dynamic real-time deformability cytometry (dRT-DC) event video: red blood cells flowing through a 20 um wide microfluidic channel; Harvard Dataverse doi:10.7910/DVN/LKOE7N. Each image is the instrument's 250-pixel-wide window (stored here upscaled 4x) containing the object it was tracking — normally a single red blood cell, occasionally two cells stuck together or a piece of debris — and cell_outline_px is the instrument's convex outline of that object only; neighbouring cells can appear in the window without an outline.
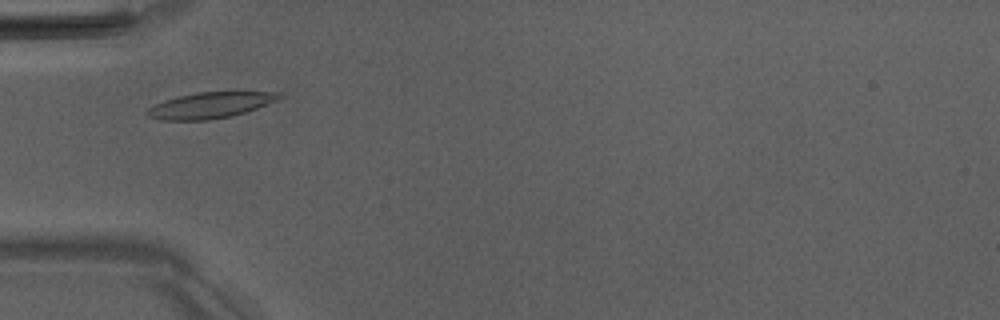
{"species": "Egyptian fruit bat (a non-hibernating species)", "species_latin": "Rousettus aegyptiacus", "temperature_condition": "room temperature", "stored_images_in_passage": 44, "camera_frame_rate_fps": 3000, "um_per_image_px": 0.085, "animal": {"sex": "male"}, "frame": {"image": 1, "passage_image": 9, "time_ms": 2.667, "image_size_px": [1000, 320], "cell_outline_px": [[284, 96], [276, 100], [256, 108], [232, 116], [208, 120], [160, 120], [148, 116], [144, 112], [148, 108], [164, 100], [196, 92], [284, 92]], "centroid_in_image_um": [17.86, 8.94], "position_along_channel_um": 67.1, "area_um2": 19.83}}
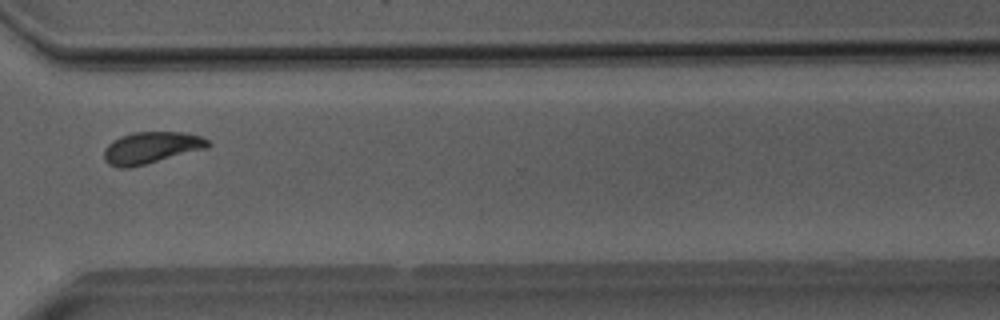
{"frame": {"image": 2, "passage_image": 31, "time_ms": 10.0, "image_size_px": [1000, 320], "cell_outline_px": [[212, 144], [208, 148], [128, 168], [120, 168], [108, 164], [104, 160], [104, 148], [112, 140], [120, 136], [132, 132], [184, 132], [200, 136], [208, 140]], "centroid_in_image_um": [12.83, 12.54], "position_along_channel_um": 357.8, "area_um2": 19.25}}
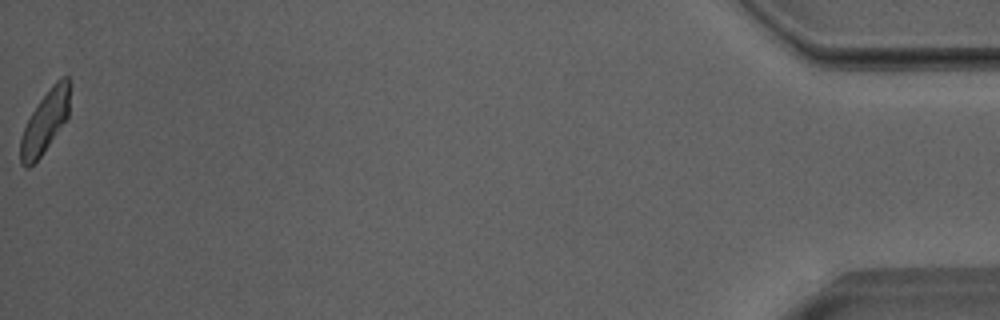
{"frame": {"image": 3, "passage_image": 44, "time_ms": 14.333, "image_size_px": [1000, 320], "cell_outline_px": [[72, 84], [68, 116], [40, 156], [28, 168], [24, 168], [20, 164], [20, 140], [24, 128], [32, 112], [40, 100], [52, 84], [56, 80], [64, 76], [68, 76]], "centroid_in_image_um": [3.86, 10.29], "position_along_channel_um": 431.3, "area_um2": 17.8}, "authors_computed_cell_mechanics": {"area_um2": 18.8428, "velocity_mm_per_s": 3.9776, "shape_relaxation_time_tau1_ms": 3.1938, "shape_relaxation_time_tau2_ms": 1.6595, "deformation_change_tau1": 0.1312, "deformation_change_tau2": 0.069}}